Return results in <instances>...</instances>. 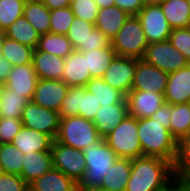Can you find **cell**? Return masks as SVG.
<instances>
[{
  "instance_id": "12",
  "label": "cell",
  "mask_w": 190,
  "mask_h": 191,
  "mask_svg": "<svg viewBox=\"0 0 190 191\" xmlns=\"http://www.w3.org/2000/svg\"><path fill=\"white\" fill-rule=\"evenodd\" d=\"M169 74L144 61L137 59L131 90L165 94Z\"/></svg>"
},
{
  "instance_id": "47",
  "label": "cell",
  "mask_w": 190,
  "mask_h": 191,
  "mask_svg": "<svg viewBox=\"0 0 190 191\" xmlns=\"http://www.w3.org/2000/svg\"><path fill=\"white\" fill-rule=\"evenodd\" d=\"M172 114V104L164 103L152 116L153 120L159 121L162 126L171 131L170 116Z\"/></svg>"
},
{
  "instance_id": "34",
  "label": "cell",
  "mask_w": 190,
  "mask_h": 191,
  "mask_svg": "<svg viewBox=\"0 0 190 191\" xmlns=\"http://www.w3.org/2000/svg\"><path fill=\"white\" fill-rule=\"evenodd\" d=\"M34 49L6 36L3 37L2 55L12 66L32 63Z\"/></svg>"
},
{
  "instance_id": "17",
  "label": "cell",
  "mask_w": 190,
  "mask_h": 191,
  "mask_svg": "<svg viewBox=\"0 0 190 191\" xmlns=\"http://www.w3.org/2000/svg\"><path fill=\"white\" fill-rule=\"evenodd\" d=\"M128 114L129 111L125 98L120 103L101 106L92 122L100 136L105 138Z\"/></svg>"
},
{
  "instance_id": "31",
  "label": "cell",
  "mask_w": 190,
  "mask_h": 191,
  "mask_svg": "<svg viewBox=\"0 0 190 191\" xmlns=\"http://www.w3.org/2000/svg\"><path fill=\"white\" fill-rule=\"evenodd\" d=\"M85 87L95 95L100 106L120 103L126 98L121 91L113 88L102 78H92Z\"/></svg>"
},
{
  "instance_id": "16",
  "label": "cell",
  "mask_w": 190,
  "mask_h": 191,
  "mask_svg": "<svg viewBox=\"0 0 190 191\" xmlns=\"http://www.w3.org/2000/svg\"><path fill=\"white\" fill-rule=\"evenodd\" d=\"M164 100L172 105L190 103V63L169 73Z\"/></svg>"
},
{
  "instance_id": "22",
  "label": "cell",
  "mask_w": 190,
  "mask_h": 191,
  "mask_svg": "<svg viewBox=\"0 0 190 191\" xmlns=\"http://www.w3.org/2000/svg\"><path fill=\"white\" fill-rule=\"evenodd\" d=\"M31 191H79L78 184L63 172L52 168L29 184Z\"/></svg>"
},
{
  "instance_id": "1",
  "label": "cell",
  "mask_w": 190,
  "mask_h": 191,
  "mask_svg": "<svg viewBox=\"0 0 190 191\" xmlns=\"http://www.w3.org/2000/svg\"><path fill=\"white\" fill-rule=\"evenodd\" d=\"M125 191H179L173 164L159 157L131 159V174Z\"/></svg>"
},
{
  "instance_id": "10",
  "label": "cell",
  "mask_w": 190,
  "mask_h": 191,
  "mask_svg": "<svg viewBox=\"0 0 190 191\" xmlns=\"http://www.w3.org/2000/svg\"><path fill=\"white\" fill-rule=\"evenodd\" d=\"M136 16L141 22L149 44L169 40L172 28L159 3L145 4Z\"/></svg>"
},
{
  "instance_id": "11",
  "label": "cell",
  "mask_w": 190,
  "mask_h": 191,
  "mask_svg": "<svg viewBox=\"0 0 190 191\" xmlns=\"http://www.w3.org/2000/svg\"><path fill=\"white\" fill-rule=\"evenodd\" d=\"M136 67L137 58L116 55L102 79L126 96L131 90Z\"/></svg>"
},
{
  "instance_id": "26",
  "label": "cell",
  "mask_w": 190,
  "mask_h": 191,
  "mask_svg": "<svg viewBox=\"0 0 190 191\" xmlns=\"http://www.w3.org/2000/svg\"><path fill=\"white\" fill-rule=\"evenodd\" d=\"M159 4L172 29L190 27V6L187 0H162Z\"/></svg>"
},
{
  "instance_id": "51",
  "label": "cell",
  "mask_w": 190,
  "mask_h": 191,
  "mask_svg": "<svg viewBox=\"0 0 190 191\" xmlns=\"http://www.w3.org/2000/svg\"><path fill=\"white\" fill-rule=\"evenodd\" d=\"M4 32H0V57L2 56V45H3V37H4Z\"/></svg>"
},
{
  "instance_id": "53",
  "label": "cell",
  "mask_w": 190,
  "mask_h": 191,
  "mask_svg": "<svg viewBox=\"0 0 190 191\" xmlns=\"http://www.w3.org/2000/svg\"><path fill=\"white\" fill-rule=\"evenodd\" d=\"M4 90H5V84L2 82L0 83V100L2 98Z\"/></svg>"
},
{
  "instance_id": "8",
  "label": "cell",
  "mask_w": 190,
  "mask_h": 191,
  "mask_svg": "<svg viewBox=\"0 0 190 191\" xmlns=\"http://www.w3.org/2000/svg\"><path fill=\"white\" fill-rule=\"evenodd\" d=\"M142 59L168 74L189 64L169 40L149 44Z\"/></svg>"
},
{
  "instance_id": "9",
  "label": "cell",
  "mask_w": 190,
  "mask_h": 191,
  "mask_svg": "<svg viewBox=\"0 0 190 191\" xmlns=\"http://www.w3.org/2000/svg\"><path fill=\"white\" fill-rule=\"evenodd\" d=\"M60 119L59 112L39 106L32 101L26 104L21 117L23 126L46 133L54 140L59 131Z\"/></svg>"
},
{
  "instance_id": "39",
  "label": "cell",
  "mask_w": 190,
  "mask_h": 191,
  "mask_svg": "<svg viewBox=\"0 0 190 191\" xmlns=\"http://www.w3.org/2000/svg\"><path fill=\"white\" fill-rule=\"evenodd\" d=\"M81 108V86L69 87L67 94L61 101L60 118L79 116Z\"/></svg>"
},
{
  "instance_id": "54",
  "label": "cell",
  "mask_w": 190,
  "mask_h": 191,
  "mask_svg": "<svg viewBox=\"0 0 190 191\" xmlns=\"http://www.w3.org/2000/svg\"><path fill=\"white\" fill-rule=\"evenodd\" d=\"M89 191H109V190H105V189H103L101 187H98V188H93V189H91Z\"/></svg>"
},
{
  "instance_id": "13",
  "label": "cell",
  "mask_w": 190,
  "mask_h": 191,
  "mask_svg": "<svg viewBox=\"0 0 190 191\" xmlns=\"http://www.w3.org/2000/svg\"><path fill=\"white\" fill-rule=\"evenodd\" d=\"M69 86L62 80L39 79L32 97V102L50 110L59 112L61 101Z\"/></svg>"
},
{
  "instance_id": "28",
  "label": "cell",
  "mask_w": 190,
  "mask_h": 191,
  "mask_svg": "<svg viewBox=\"0 0 190 191\" xmlns=\"http://www.w3.org/2000/svg\"><path fill=\"white\" fill-rule=\"evenodd\" d=\"M115 56V50L111 45L85 52L87 70L91 78H102Z\"/></svg>"
},
{
  "instance_id": "25",
  "label": "cell",
  "mask_w": 190,
  "mask_h": 191,
  "mask_svg": "<svg viewBox=\"0 0 190 191\" xmlns=\"http://www.w3.org/2000/svg\"><path fill=\"white\" fill-rule=\"evenodd\" d=\"M131 174V159L118 158L105 175L101 188L109 191H125Z\"/></svg>"
},
{
  "instance_id": "6",
  "label": "cell",
  "mask_w": 190,
  "mask_h": 191,
  "mask_svg": "<svg viewBox=\"0 0 190 191\" xmlns=\"http://www.w3.org/2000/svg\"><path fill=\"white\" fill-rule=\"evenodd\" d=\"M148 45L149 42L137 16H131L111 40V46L117 56L137 59L143 58Z\"/></svg>"
},
{
  "instance_id": "18",
  "label": "cell",
  "mask_w": 190,
  "mask_h": 191,
  "mask_svg": "<svg viewBox=\"0 0 190 191\" xmlns=\"http://www.w3.org/2000/svg\"><path fill=\"white\" fill-rule=\"evenodd\" d=\"M89 70H87L85 52L74 50L64 60L62 81L69 87L86 86L91 80Z\"/></svg>"
},
{
  "instance_id": "20",
  "label": "cell",
  "mask_w": 190,
  "mask_h": 191,
  "mask_svg": "<svg viewBox=\"0 0 190 191\" xmlns=\"http://www.w3.org/2000/svg\"><path fill=\"white\" fill-rule=\"evenodd\" d=\"M64 60L65 58L37 48L33 51L32 64L39 79L62 80Z\"/></svg>"
},
{
  "instance_id": "42",
  "label": "cell",
  "mask_w": 190,
  "mask_h": 191,
  "mask_svg": "<svg viewBox=\"0 0 190 191\" xmlns=\"http://www.w3.org/2000/svg\"><path fill=\"white\" fill-rule=\"evenodd\" d=\"M100 107L95 95L89 92L85 86H81V108L79 109V116L93 121Z\"/></svg>"
},
{
  "instance_id": "40",
  "label": "cell",
  "mask_w": 190,
  "mask_h": 191,
  "mask_svg": "<svg viewBox=\"0 0 190 191\" xmlns=\"http://www.w3.org/2000/svg\"><path fill=\"white\" fill-rule=\"evenodd\" d=\"M70 8L75 18L95 24L98 16V5L94 0H76L70 2Z\"/></svg>"
},
{
  "instance_id": "21",
  "label": "cell",
  "mask_w": 190,
  "mask_h": 191,
  "mask_svg": "<svg viewBox=\"0 0 190 191\" xmlns=\"http://www.w3.org/2000/svg\"><path fill=\"white\" fill-rule=\"evenodd\" d=\"M53 168L51 151L29 152L24 154L22 179L29 185Z\"/></svg>"
},
{
  "instance_id": "23",
  "label": "cell",
  "mask_w": 190,
  "mask_h": 191,
  "mask_svg": "<svg viewBox=\"0 0 190 191\" xmlns=\"http://www.w3.org/2000/svg\"><path fill=\"white\" fill-rule=\"evenodd\" d=\"M130 17L127 12L117 6L100 8L94 25L105 36L112 40Z\"/></svg>"
},
{
  "instance_id": "15",
  "label": "cell",
  "mask_w": 190,
  "mask_h": 191,
  "mask_svg": "<svg viewBox=\"0 0 190 191\" xmlns=\"http://www.w3.org/2000/svg\"><path fill=\"white\" fill-rule=\"evenodd\" d=\"M129 115L137 119L151 117L164 103V94L130 90L126 95Z\"/></svg>"
},
{
  "instance_id": "29",
  "label": "cell",
  "mask_w": 190,
  "mask_h": 191,
  "mask_svg": "<svg viewBox=\"0 0 190 191\" xmlns=\"http://www.w3.org/2000/svg\"><path fill=\"white\" fill-rule=\"evenodd\" d=\"M4 35L23 45L36 49L40 34L29 24L24 16L19 17L4 31Z\"/></svg>"
},
{
  "instance_id": "14",
  "label": "cell",
  "mask_w": 190,
  "mask_h": 191,
  "mask_svg": "<svg viewBox=\"0 0 190 191\" xmlns=\"http://www.w3.org/2000/svg\"><path fill=\"white\" fill-rule=\"evenodd\" d=\"M38 80L33 64L29 63L13 66L4 84L12 93L22 95L29 102L32 100Z\"/></svg>"
},
{
  "instance_id": "4",
  "label": "cell",
  "mask_w": 190,
  "mask_h": 191,
  "mask_svg": "<svg viewBox=\"0 0 190 191\" xmlns=\"http://www.w3.org/2000/svg\"><path fill=\"white\" fill-rule=\"evenodd\" d=\"M101 138L94 123L81 116H70L60 119L56 142L79 150H84L89 144Z\"/></svg>"
},
{
  "instance_id": "38",
  "label": "cell",
  "mask_w": 190,
  "mask_h": 191,
  "mask_svg": "<svg viewBox=\"0 0 190 191\" xmlns=\"http://www.w3.org/2000/svg\"><path fill=\"white\" fill-rule=\"evenodd\" d=\"M74 19L70 6L51 10L50 33L66 35Z\"/></svg>"
},
{
  "instance_id": "19",
  "label": "cell",
  "mask_w": 190,
  "mask_h": 191,
  "mask_svg": "<svg viewBox=\"0 0 190 191\" xmlns=\"http://www.w3.org/2000/svg\"><path fill=\"white\" fill-rule=\"evenodd\" d=\"M53 141L54 139L46 133L22 126L13 137L12 144L26 154L32 151H50Z\"/></svg>"
},
{
  "instance_id": "30",
  "label": "cell",
  "mask_w": 190,
  "mask_h": 191,
  "mask_svg": "<svg viewBox=\"0 0 190 191\" xmlns=\"http://www.w3.org/2000/svg\"><path fill=\"white\" fill-rule=\"evenodd\" d=\"M171 134L179 142L190 135V103L172 105Z\"/></svg>"
},
{
  "instance_id": "7",
  "label": "cell",
  "mask_w": 190,
  "mask_h": 191,
  "mask_svg": "<svg viewBox=\"0 0 190 191\" xmlns=\"http://www.w3.org/2000/svg\"><path fill=\"white\" fill-rule=\"evenodd\" d=\"M53 168L60 170L77 184L86 172V161L83 150L53 141L51 147Z\"/></svg>"
},
{
  "instance_id": "46",
  "label": "cell",
  "mask_w": 190,
  "mask_h": 191,
  "mask_svg": "<svg viewBox=\"0 0 190 191\" xmlns=\"http://www.w3.org/2000/svg\"><path fill=\"white\" fill-rule=\"evenodd\" d=\"M115 6L130 16H136L145 6V2L143 0H115Z\"/></svg>"
},
{
  "instance_id": "52",
  "label": "cell",
  "mask_w": 190,
  "mask_h": 191,
  "mask_svg": "<svg viewBox=\"0 0 190 191\" xmlns=\"http://www.w3.org/2000/svg\"><path fill=\"white\" fill-rule=\"evenodd\" d=\"M145 4H155L160 3L162 0H143Z\"/></svg>"
},
{
  "instance_id": "41",
  "label": "cell",
  "mask_w": 190,
  "mask_h": 191,
  "mask_svg": "<svg viewBox=\"0 0 190 191\" xmlns=\"http://www.w3.org/2000/svg\"><path fill=\"white\" fill-rule=\"evenodd\" d=\"M169 41L190 63V27L172 29Z\"/></svg>"
},
{
  "instance_id": "49",
  "label": "cell",
  "mask_w": 190,
  "mask_h": 191,
  "mask_svg": "<svg viewBox=\"0 0 190 191\" xmlns=\"http://www.w3.org/2000/svg\"><path fill=\"white\" fill-rule=\"evenodd\" d=\"M47 9L54 10L70 6V0H41Z\"/></svg>"
},
{
  "instance_id": "2",
  "label": "cell",
  "mask_w": 190,
  "mask_h": 191,
  "mask_svg": "<svg viewBox=\"0 0 190 191\" xmlns=\"http://www.w3.org/2000/svg\"><path fill=\"white\" fill-rule=\"evenodd\" d=\"M138 138L143 156L159 157L174 165L178 153V141L159 121L151 117L138 119Z\"/></svg>"
},
{
  "instance_id": "27",
  "label": "cell",
  "mask_w": 190,
  "mask_h": 191,
  "mask_svg": "<svg viewBox=\"0 0 190 191\" xmlns=\"http://www.w3.org/2000/svg\"><path fill=\"white\" fill-rule=\"evenodd\" d=\"M23 16L40 35L50 33L51 11L41 0H26Z\"/></svg>"
},
{
  "instance_id": "43",
  "label": "cell",
  "mask_w": 190,
  "mask_h": 191,
  "mask_svg": "<svg viewBox=\"0 0 190 191\" xmlns=\"http://www.w3.org/2000/svg\"><path fill=\"white\" fill-rule=\"evenodd\" d=\"M22 126L21 119L0 117V143H12Z\"/></svg>"
},
{
  "instance_id": "3",
  "label": "cell",
  "mask_w": 190,
  "mask_h": 191,
  "mask_svg": "<svg viewBox=\"0 0 190 191\" xmlns=\"http://www.w3.org/2000/svg\"><path fill=\"white\" fill-rule=\"evenodd\" d=\"M86 172L78 184L79 191H89L98 188L105 175L118 159L115 151L108 145L104 138L89 144L84 150Z\"/></svg>"
},
{
  "instance_id": "44",
  "label": "cell",
  "mask_w": 190,
  "mask_h": 191,
  "mask_svg": "<svg viewBox=\"0 0 190 191\" xmlns=\"http://www.w3.org/2000/svg\"><path fill=\"white\" fill-rule=\"evenodd\" d=\"M29 185L20 175L0 172V191H28Z\"/></svg>"
},
{
  "instance_id": "24",
  "label": "cell",
  "mask_w": 190,
  "mask_h": 191,
  "mask_svg": "<svg viewBox=\"0 0 190 191\" xmlns=\"http://www.w3.org/2000/svg\"><path fill=\"white\" fill-rule=\"evenodd\" d=\"M174 178L179 191H190V140L178 142V153L174 163Z\"/></svg>"
},
{
  "instance_id": "45",
  "label": "cell",
  "mask_w": 190,
  "mask_h": 191,
  "mask_svg": "<svg viewBox=\"0 0 190 191\" xmlns=\"http://www.w3.org/2000/svg\"><path fill=\"white\" fill-rule=\"evenodd\" d=\"M111 45V40L105 36L96 27L90 32L86 40V47H82L79 52H89L95 49H101Z\"/></svg>"
},
{
  "instance_id": "48",
  "label": "cell",
  "mask_w": 190,
  "mask_h": 191,
  "mask_svg": "<svg viewBox=\"0 0 190 191\" xmlns=\"http://www.w3.org/2000/svg\"><path fill=\"white\" fill-rule=\"evenodd\" d=\"M12 64L2 55L0 57V81L5 82L12 70Z\"/></svg>"
},
{
  "instance_id": "32",
  "label": "cell",
  "mask_w": 190,
  "mask_h": 191,
  "mask_svg": "<svg viewBox=\"0 0 190 191\" xmlns=\"http://www.w3.org/2000/svg\"><path fill=\"white\" fill-rule=\"evenodd\" d=\"M36 48L40 51L48 52L62 58H66L74 51L66 35L53 33L40 35Z\"/></svg>"
},
{
  "instance_id": "50",
  "label": "cell",
  "mask_w": 190,
  "mask_h": 191,
  "mask_svg": "<svg viewBox=\"0 0 190 191\" xmlns=\"http://www.w3.org/2000/svg\"><path fill=\"white\" fill-rule=\"evenodd\" d=\"M94 1L97 3L99 9L115 6V0H94Z\"/></svg>"
},
{
  "instance_id": "37",
  "label": "cell",
  "mask_w": 190,
  "mask_h": 191,
  "mask_svg": "<svg viewBox=\"0 0 190 191\" xmlns=\"http://www.w3.org/2000/svg\"><path fill=\"white\" fill-rule=\"evenodd\" d=\"M95 25L80 18H75L66 34L74 50L79 51L86 47V40Z\"/></svg>"
},
{
  "instance_id": "33",
  "label": "cell",
  "mask_w": 190,
  "mask_h": 191,
  "mask_svg": "<svg viewBox=\"0 0 190 191\" xmlns=\"http://www.w3.org/2000/svg\"><path fill=\"white\" fill-rule=\"evenodd\" d=\"M24 154L12 143H0V172L21 175Z\"/></svg>"
},
{
  "instance_id": "35",
  "label": "cell",
  "mask_w": 190,
  "mask_h": 191,
  "mask_svg": "<svg viewBox=\"0 0 190 191\" xmlns=\"http://www.w3.org/2000/svg\"><path fill=\"white\" fill-rule=\"evenodd\" d=\"M28 101L17 93H12L5 87L0 100V117L21 119L22 112Z\"/></svg>"
},
{
  "instance_id": "36",
  "label": "cell",
  "mask_w": 190,
  "mask_h": 191,
  "mask_svg": "<svg viewBox=\"0 0 190 191\" xmlns=\"http://www.w3.org/2000/svg\"><path fill=\"white\" fill-rule=\"evenodd\" d=\"M26 0H0V28L4 32L23 16Z\"/></svg>"
},
{
  "instance_id": "5",
  "label": "cell",
  "mask_w": 190,
  "mask_h": 191,
  "mask_svg": "<svg viewBox=\"0 0 190 191\" xmlns=\"http://www.w3.org/2000/svg\"><path fill=\"white\" fill-rule=\"evenodd\" d=\"M104 140L118 158L135 159L143 156L138 138V119L134 116L128 114Z\"/></svg>"
}]
</instances>
